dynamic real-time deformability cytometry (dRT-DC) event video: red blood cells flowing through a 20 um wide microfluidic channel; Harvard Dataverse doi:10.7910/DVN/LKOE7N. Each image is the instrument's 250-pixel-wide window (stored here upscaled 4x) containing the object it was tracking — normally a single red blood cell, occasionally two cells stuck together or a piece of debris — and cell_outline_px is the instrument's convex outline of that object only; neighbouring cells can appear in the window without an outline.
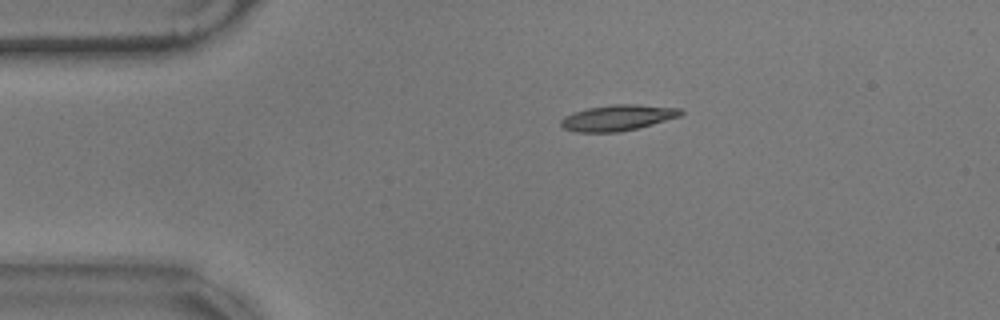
{"species": "common noctule bat (a hibernating species)", "species_latin": "Nyctalus noctula", "temperature_condition": "warm", "stored_images_in_passage": 34, "camera_frame_rate_fps": 3000, "um_per_image_px": 0.085, "animal": {"sex": "male", "body_mass_g": 17.9}, "frame": {"image": 1, "passage_image": 2, "time_ms": 0.333, "image_size_px": [1000, 320], "cell_outline_px": [[684, 112], [680, 116], [640, 128], [620, 132], [576, 132], [564, 128], [560, 124], [560, 120], [564, 116], [572, 112], [588, 108], [612, 104], [636, 104], [680, 108]], "centroid_in_image_um": [52.5, 10.01], "position_along_channel_um": 32.5, "area_um2": 18.21}}
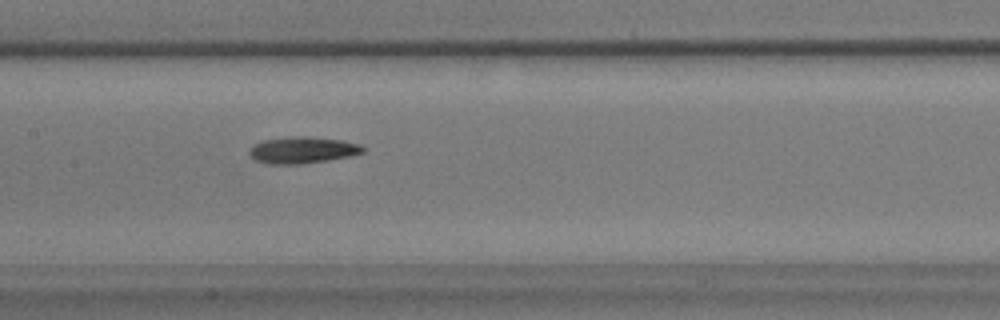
{"frame": {"image": 2, "passage_image": 18, "time_ms": 5.667, "image_size_px": [1000, 320], "cell_outline_px": [[368, 148], [364, 152], [348, 156], [328, 160], [304, 164], [268, 164], [256, 160], [248, 156], [248, 148], [252, 144], [264, 140], [288, 136], [308, 136], [344, 140], [360, 144]], "centroid_in_image_um": [25.69, 12.75], "position_along_channel_um": 181.7, "area_um2": 18.03}}
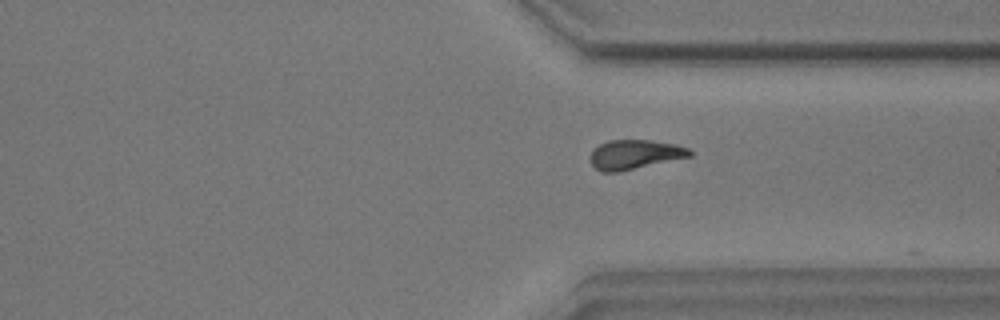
{"frame": {"image": 3, "passage_image": 33, "time_ms": 10.667, "image_size_px": [1000, 320], "cell_outline_px": [[692, 156], [620, 172], [604, 172], [596, 168], [588, 160], [588, 156], [600, 144], [608, 140], [648, 140], [676, 144], [688, 148], [692, 152]], "centroid_in_image_um": [53.95, 13.14], "position_along_channel_um": 357.5, "area_um2": 17.11}}